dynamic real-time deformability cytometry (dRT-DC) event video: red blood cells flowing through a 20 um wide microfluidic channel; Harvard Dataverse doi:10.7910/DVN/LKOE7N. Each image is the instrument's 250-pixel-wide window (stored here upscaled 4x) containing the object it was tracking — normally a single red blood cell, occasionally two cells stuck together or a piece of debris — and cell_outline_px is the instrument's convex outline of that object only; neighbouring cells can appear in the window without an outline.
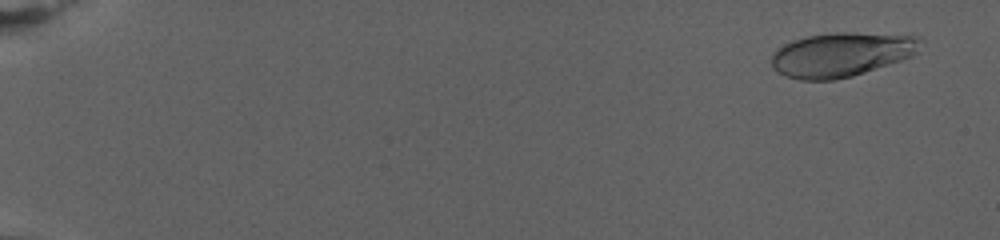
{"species": "human", "species_latin": "Homo sapiens", "temperature_condition": "warm", "stored_images_in_passage": 78, "camera_frame_rate_fps": 3000, "um_per_image_px": 0.085, "donor": {"sex": "female"}, "frame": {"image": 1, "passage_image": 5, "time_ms": 1.333, "image_size_px": [1000, 240], "cell_outline_px": [[924, 40], [916, 52], [912, 56], [852, 76], [832, 80], [800, 80], [784, 76], [772, 68], [772, 52], [784, 44], [792, 40], [808, 36], [836, 32], [848, 32], [920, 36]], "centroid_in_image_um": [71.5, 4.63], "position_along_channel_um": 13.5, "area_um2": 38.44}}
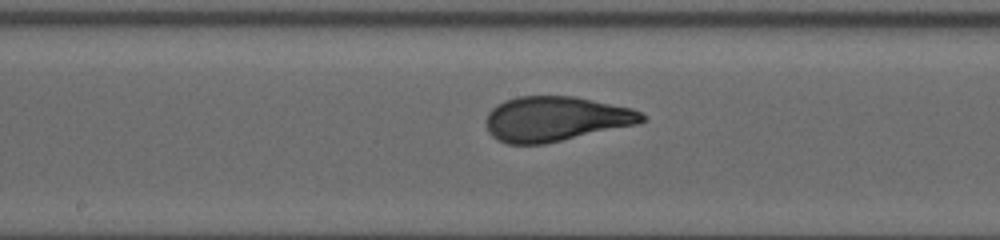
{"frame": {"image": 2, "passage_image": 45, "time_ms": 14.667, "image_size_px": [1000, 240], "cell_outline_px": [[648, 116], [644, 120], [636, 124], [544, 144], [508, 144], [496, 140], [488, 132], [488, 112], [496, 104], [504, 100], [520, 96], [576, 96], [632, 108]], "centroid_in_image_um": [47.22, 10.09], "position_along_channel_um": 201.0, "area_um2": 40.63}}
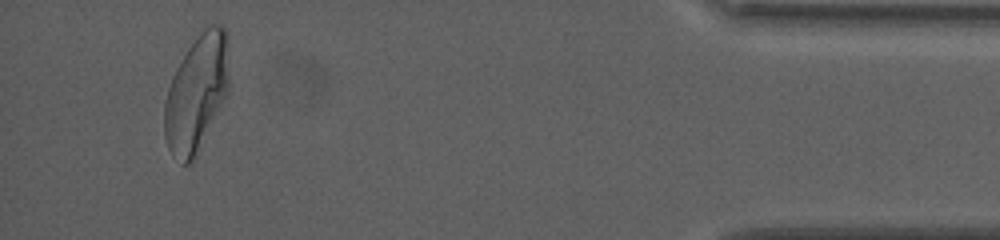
{"frame": {"image": 3, "passage_image": 75, "time_ms": 24.667, "image_size_px": [1000, 240], "cell_outline_px": [[228, 92], [192, 160], [188, 164], [184, 164], [172, 156], [168, 148], [164, 136], [164, 104], [168, 88], [176, 68], [188, 48], [200, 32], [204, 28], [212, 24], [220, 24], [228, 32]], "centroid_in_image_um": [16.7, 7.87], "position_along_channel_um": 418.5, "area_um2": 43.41}}